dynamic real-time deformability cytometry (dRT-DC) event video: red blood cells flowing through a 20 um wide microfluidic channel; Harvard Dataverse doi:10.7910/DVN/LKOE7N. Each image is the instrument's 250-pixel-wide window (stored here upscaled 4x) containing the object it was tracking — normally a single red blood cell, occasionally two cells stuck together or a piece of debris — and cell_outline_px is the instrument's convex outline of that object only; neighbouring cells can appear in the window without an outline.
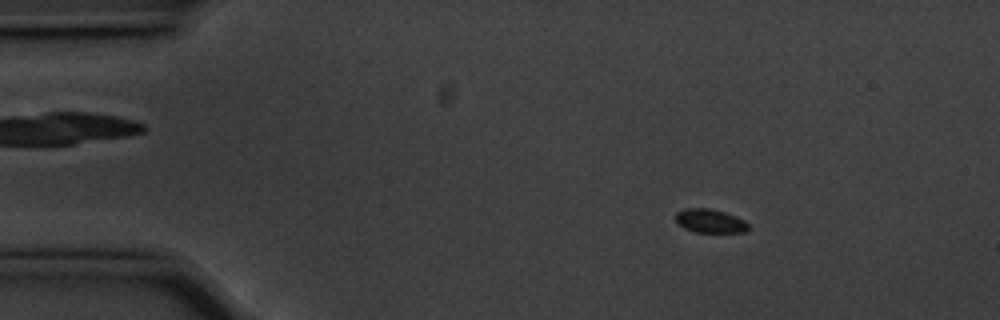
{"species": "common noctule bat (a hibernating species)", "species_latin": "Nyctalus noctula", "temperature_condition": "cold", "stored_images_in_passage": 57, "camera_frame_rate_fps": 3000, "um_per_image_px": 0.085, "animal": {"sex": "male", "body_mass_g": 20.1, "forearm_length_mm": 53.5}, "frame": {"image": 1, "passage_image": 9, "time_ms": 2.667, "image_size_px": [1000, 320], "cell_outline_px": [[752, 228], [744, 232], [696, 232], [684, 228], [676, 220], [676, 212], [684, 208], [708, 208], [724, 212], [736, 216], [744, 220]], "centroid_in_image_um": [60.38, 18.78], "position_along_channel_um": 24.6, "area_um2": 10.06}}
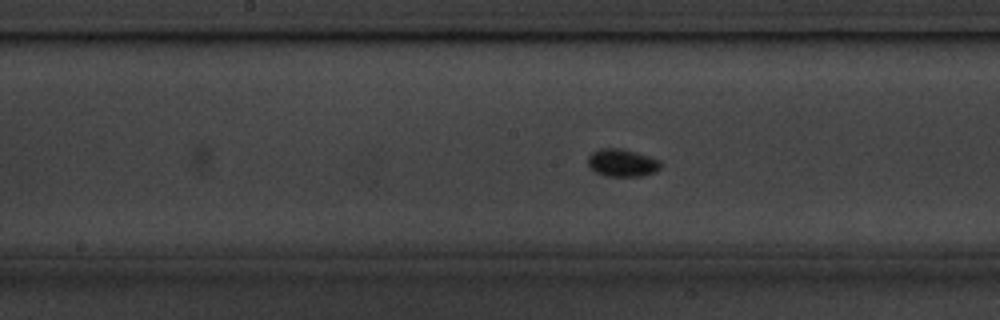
{"frame": {"image": 2, "passage_image": 29, "time_ms": 9.333, "image_size_px": [1000, 320], "cell_outline_px": [[660, 168], [656, 172], [640, 176], [604, 176], [596, 172], [588, 164], [588, 156], [592, 152], [600, 148], [620, 148], [636, 152], [660, 160]], "centroid_in_image_um": [52.88, 13.84], "position_along_channel_um": 195.3, "area_um2": 11.68}}